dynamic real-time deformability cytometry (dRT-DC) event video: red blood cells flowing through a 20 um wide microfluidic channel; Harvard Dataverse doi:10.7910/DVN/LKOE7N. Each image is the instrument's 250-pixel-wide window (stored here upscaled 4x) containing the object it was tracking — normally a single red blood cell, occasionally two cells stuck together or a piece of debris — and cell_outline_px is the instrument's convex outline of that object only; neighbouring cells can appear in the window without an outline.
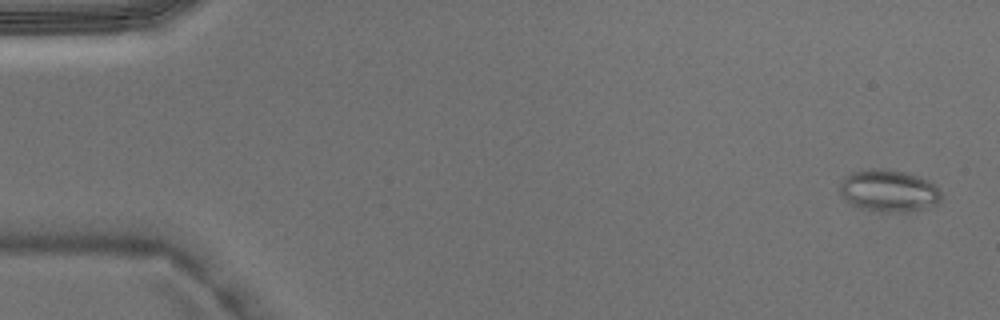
{"species": "Egyptian fruit bat (a non-hibernating species)", "species_latin": "Rousettus aegyptiacus", "temperature_condition": "warm", "stored_images_in_passage": 4, "camera_frame_rate_fps": 3000, "um_per_image_px": 0.085, "animal": {"sex": "male"}, "frame": {"image": 1, "passage_image": 1, "time_ms": 0.0, "image_size_px": [1000, 320], "cell_outline_px": [[940, 200], [936, 204], [928, 208], [900, 212], [892, 212], [868, 208], [852, 204], [840, 196], [840, 180], [844, 176], [852, 172], [868, 168], [888, 168], [908, 172], [920, 176], [928, 180], [940, 192]], "centroid_in_image_um": [75.52, 16.17], "position_along_channel_um": 9.5, "area_um2": 24.85}}